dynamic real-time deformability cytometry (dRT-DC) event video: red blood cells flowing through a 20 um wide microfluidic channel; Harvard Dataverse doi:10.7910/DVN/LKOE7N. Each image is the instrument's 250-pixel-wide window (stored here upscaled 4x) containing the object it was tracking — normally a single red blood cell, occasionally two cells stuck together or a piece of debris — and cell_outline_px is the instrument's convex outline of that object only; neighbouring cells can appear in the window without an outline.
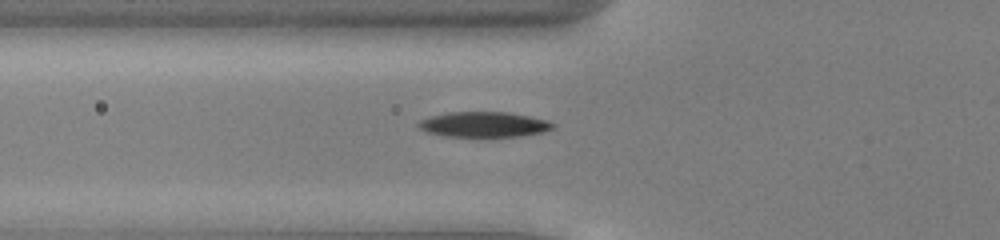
{"species": "common noctule bat (a hibernating species)", "species_latin": "Nyctalus noctula", "temperature_condition": "cold", "stored_images_in_passage": 35, "camera_frame_rate_fps": 3000, "um_per_image_px": 0.085, "animal": {"sex": "male", "body_mass_g": 13.0, "forearm_length_mm": 53.1}, "frame": {"image": 1, "passage_image": 2, "time_ms": 0.333, "image_size_px": [1000, 240], "cell_outline_px": [[556, 128], [544, 132], [524, 136], [448, 136], [428, 132], [420, 128], [416, 124], [420, 120], [428, 116], [448, 112], [508, 112], [548, 120], [556, 124]], "centroid_in_image_um": [41.18, 10.57], "position_along_channel_um": 84.6, "area_um2": 19.88}}
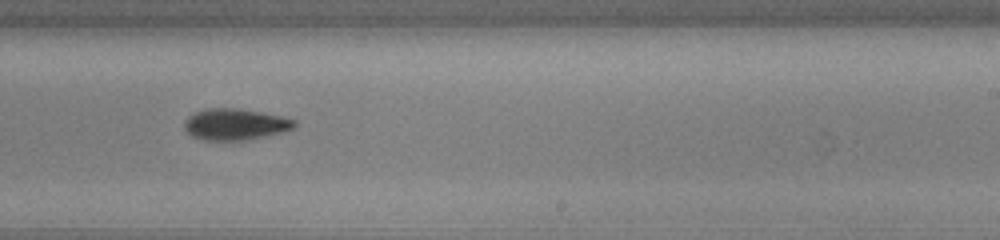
{"frame": {"image": 2, "passage_image": 16, "time_ms": 5.0, "image_size_px": [1000, 240], "cell_outline_px": [[296, 124], [292, 128], [280, 132], [264, 136], [244, 140], [204, 140], [192, 136], [184, 128], [184, 120], [188, 116], [204, 108], [236, 108], [260, 112], [280, 116], [296, 120]], "centroid_in_image_um": [19.94, 10.56], "position_along_channel_um": 269.1, "area_um2": 19.88}}
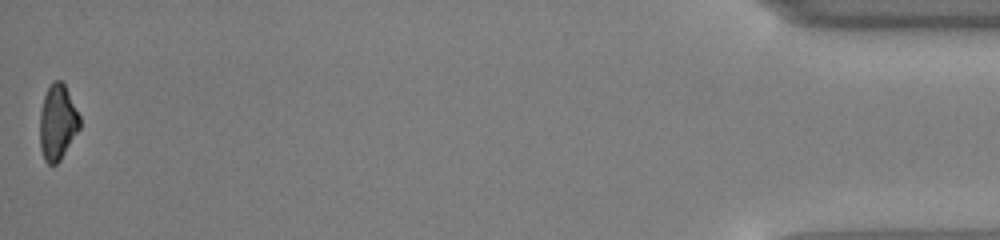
{"frame": {"image": 3, "passage_image": 35, "time_ms": 11.333, "image_size_px": [1000, 240], "cell_outline_px": [[80, 128], [60, 160], [56, 164], [48, 164], [44, 160], [40, 148], [40, 112], [44, 96], [52, 80], [60, 80], [64, 84], [80, 116]], "centroid_in_image_um": [4.88, 10.41], "position_along_channel_um": 430.3, "area_um2": 17.46}, "authors_computed_cell_mechanics": {"area_um2": 19.5364, "velocity_mm_per_s": 3.9442, "shape_relaxation_time_tau1_ms": 1.4247, "shape_relaxation_time_tau2_ms": 8.8457, "deformation_change_tau1": 0.1207, "deformation_change_tau2": 0.1604}}